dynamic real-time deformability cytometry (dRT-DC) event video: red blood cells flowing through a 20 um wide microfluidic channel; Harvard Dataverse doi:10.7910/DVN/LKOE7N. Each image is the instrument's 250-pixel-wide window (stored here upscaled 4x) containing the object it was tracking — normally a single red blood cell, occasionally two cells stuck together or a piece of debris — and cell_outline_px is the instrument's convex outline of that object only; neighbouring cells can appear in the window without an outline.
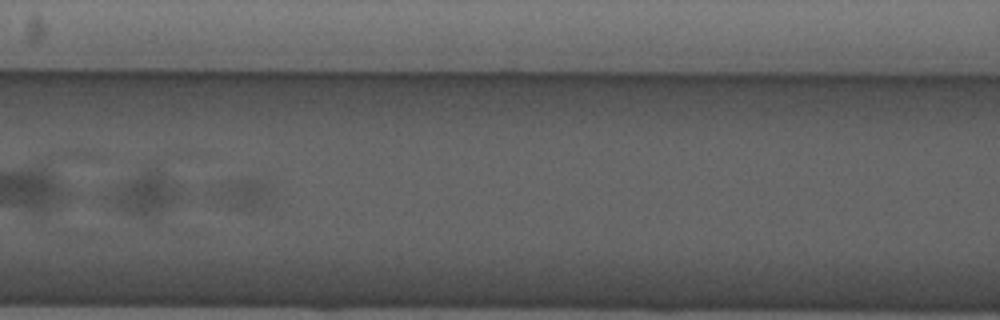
{"species": "common noctule bat (a hibernating species)", "species_latin": "Nyctalus noctula", "temperature_condition": "cold", "stored_images_in_passage": 9, "segment_of_instrument_passage": [2, 2], "camera_frame_rate_fps": 3000, "um_per_image_px": 0.085, "animal": {"sex": "male", "forearm_length_mm": 52.5}, "frame": {"image": 1, "passage_image": 7, "time_ms": 6.667, "image_size_px": [1000, 320], "cell_outline_px": [[272, 192], [268, 200], [264, 204], [248, 212], [232, 208], [208, 196], [208, 192], [220, 184], [244, 176], [256, 180], [264, 184]], "centroid_in_image_um": [20.53, 16.48], "position_along_channel_um": 146.1, "area_um2": 10.52}}
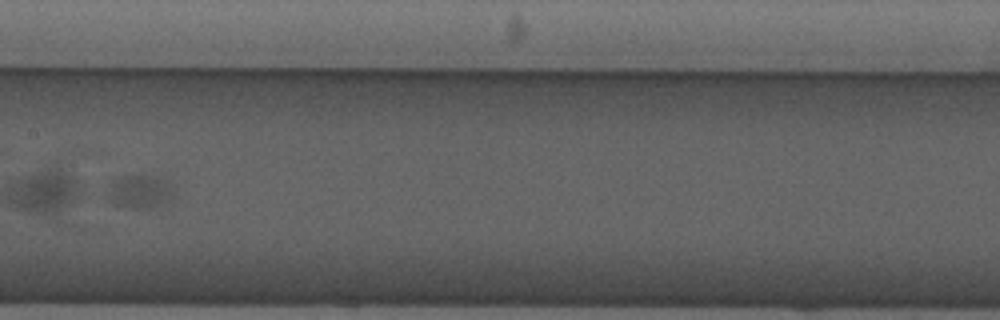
{"frame": {"image": 2, "passage_image": 8, "time_ms": 8.0, "image_size_px": [1000, 320], "cell_outline_px": [[172, 196], [152, 208], [136, 208], [116, 204], [112, 200], [112, 180], [124, 176], [164, 176], [168, 184]], "centroid_in_image_um": [11.93, 16.25], "position_along_channel_um": 195.5, "area_um2": 11.85}}
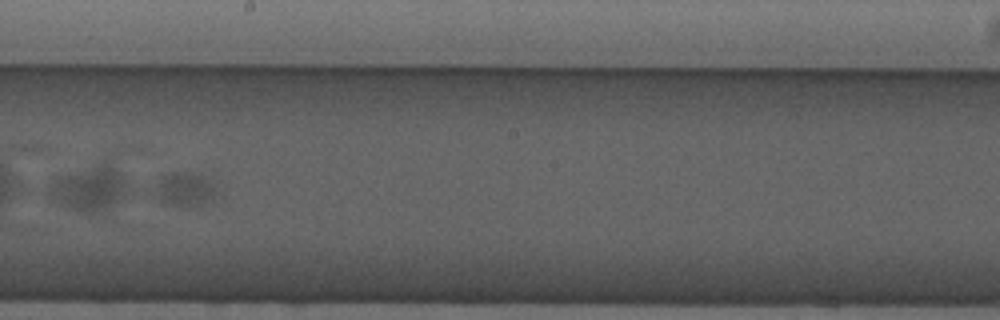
{"frame": {"image": 3, "passage_image": 9, "time_ms": 9.0, "image_size_px": [1000, 320], "cell_outline_px": [[216, 192], [212, 200], [196, 208], [188, 208], [164, 204], [152, 192], [160, 176], [172, 172], [196, 172], [216, 180]], "centroid_in_image_um": [15.74, 16.1], "position_along_channel_um": 232.5, "area_um2": 13.18}}